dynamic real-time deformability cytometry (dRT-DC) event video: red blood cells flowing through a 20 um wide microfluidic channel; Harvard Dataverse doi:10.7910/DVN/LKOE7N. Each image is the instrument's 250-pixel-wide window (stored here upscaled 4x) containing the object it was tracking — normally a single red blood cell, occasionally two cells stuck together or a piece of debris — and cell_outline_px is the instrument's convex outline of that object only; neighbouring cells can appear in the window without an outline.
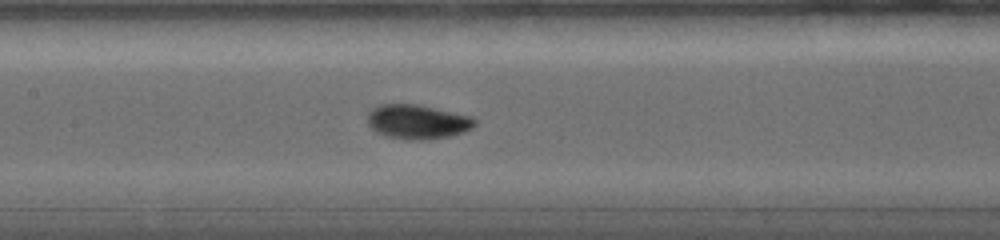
{"species": "common noctule bat (a hibernating species)", "species_latin": "Nyctalus noctula", "temperature_condition": "warm", "stored_images_in_passage": 10, "camera_frame_rate_fps": 5000, "um_per_image_px": 0.085, "animal": {"sex": "female", "body_mass_g": 19.0, "forearm_length_mm": 56.7}, "frame": {"image": 1, "passage_image": 10, "time_ms": 6.2, "image_size_px": [1000, 240], "cell_outline_px": [[476, 124], [472, 128], [464, 132], [448, 136], [424, 140], [412, 140], [388, 136], [376, 132], [368, 124], [368, 112], [372, 108], [380, 104], [416, 104], [472, 116], [476, 120]], "centroid_in_image_um": [35.49, 10.34], "position_along_channel_um": 171.9, "area_um2": 21.39}}